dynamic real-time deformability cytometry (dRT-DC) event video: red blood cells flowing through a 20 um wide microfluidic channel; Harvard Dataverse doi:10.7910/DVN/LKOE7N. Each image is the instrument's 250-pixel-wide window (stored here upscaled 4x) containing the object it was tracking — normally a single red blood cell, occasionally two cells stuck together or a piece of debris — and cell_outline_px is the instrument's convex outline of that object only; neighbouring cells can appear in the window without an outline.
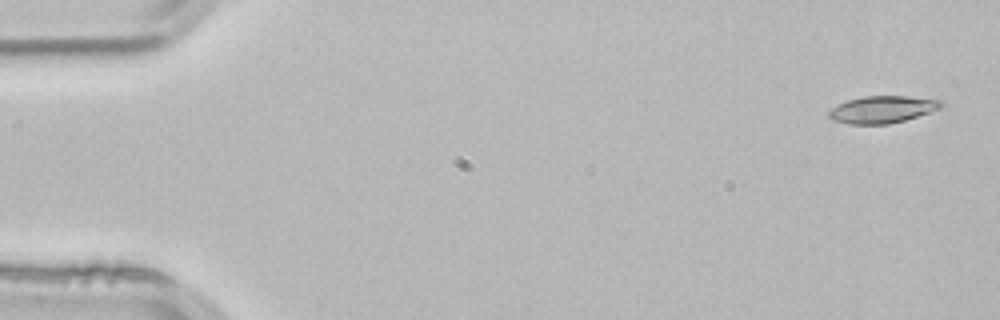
{"species": "common noctule bat (a hibernating species)", "species_latin": "Nyctalus noctula", "temperature_condition": "room temperature", "stored_images_in_passage": 4, "camera_frame_rate_fps": 3000, "um_per_image_px": 0.085, "animal": {"sex": "male", "body_mass_g": 21.5, "forearm_length_mm": 52.0}, "frame": {"image": 1, "passage_image": 1, "time_ms": 0.0, "image_size_px": [1000, 320], "cell_outline_px": [[944, 104], [940, 108], [904, 120], [888, 124], [848, 124], [832, 120], [828, 116], [828, 112], [832, 108], [848, 100], [864, 96], [904, 96], [944, 100]], "centroid_in_image_um": [74.99, 9.3], "position_along_channel_um": 10.0, "area_um2": 17.57}}